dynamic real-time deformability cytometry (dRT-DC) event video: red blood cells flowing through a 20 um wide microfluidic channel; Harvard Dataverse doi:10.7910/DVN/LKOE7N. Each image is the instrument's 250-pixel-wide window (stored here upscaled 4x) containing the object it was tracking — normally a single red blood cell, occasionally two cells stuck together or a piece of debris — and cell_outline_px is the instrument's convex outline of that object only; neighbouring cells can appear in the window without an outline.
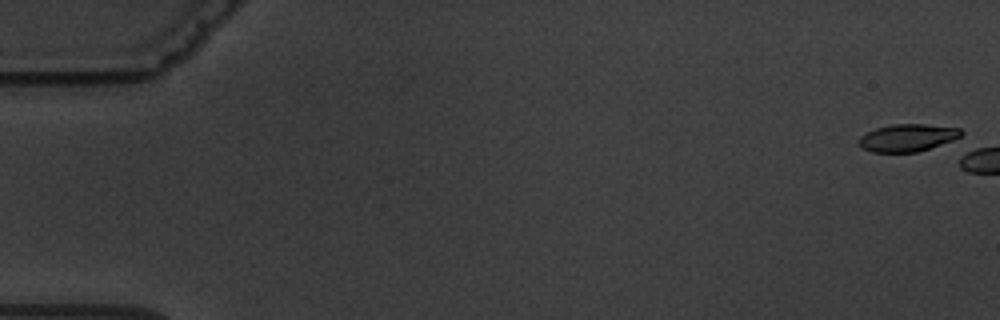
{"species": "common noctule bat (a hibernating species)", "species_latin": "Nyctalus noctula", "temperature_condition": "warm", "stored_images_in_passage": 3, "camera_frame_rate_fps": 3000, "um_per_image_px": 0.085, "animal": {"sex": "male", "body_mass_g": 19.5, "forearm_length_mm": 54.6}, "frame": {"image": 1, "passage_image": 1, "time_ms": 0.0, "image_size_px": [1000, 320], "cell_outline_px": [[964, 132], [960, 136], [952, 140], [916, 152], [872, 152], [864, 148], [860, 144], [860, 136], [876, 128], [892, 124], [924, 124], [960, 128]], "centroid_in_image_um": [77.15, 11.69], "position_along_channel_um": 7.9, "area_um2": 16.01}}